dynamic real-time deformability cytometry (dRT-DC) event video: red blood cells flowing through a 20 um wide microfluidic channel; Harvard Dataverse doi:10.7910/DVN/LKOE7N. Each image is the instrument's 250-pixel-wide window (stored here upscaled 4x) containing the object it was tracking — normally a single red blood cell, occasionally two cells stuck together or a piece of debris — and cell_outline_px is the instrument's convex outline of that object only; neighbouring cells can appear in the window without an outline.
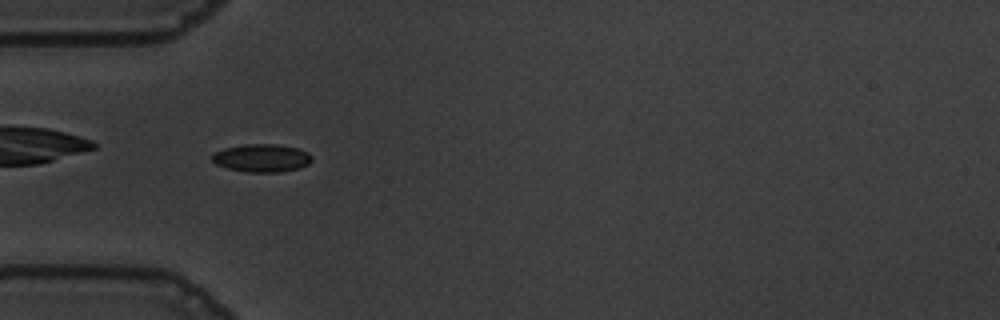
{"species": "common noctule bat (a hibernating species)", "species_latin": "Nyctalus noctula", "temperature_condition": "warm", "stored_images_in_passage": 41, "camera_frame_rate_fps": 3000, "um_per_image_px": 0.085, "animal": {"sex": "male", "body_mass_g": 19.5, "forearm_length_mm": 54.6}, "frame": {"image": 1, "passage_image": 3, "time_ms": 0.667, "image_size_px": [1000, 320], "cell_outline_px": [[312, 160], [308, 164], [300, 168], [280, 172], [248, 172], [228, 168], [216, 164], [212, 160], [212, 156], [216, 152], [224, 148], [244, 144], [276, 144], [296, 148], [308, 152], [312, 156]], "centroid_in_image_um": [22.27, 13.43], "position_along_channel_um": 62.7, "area_um2": 16.18}}
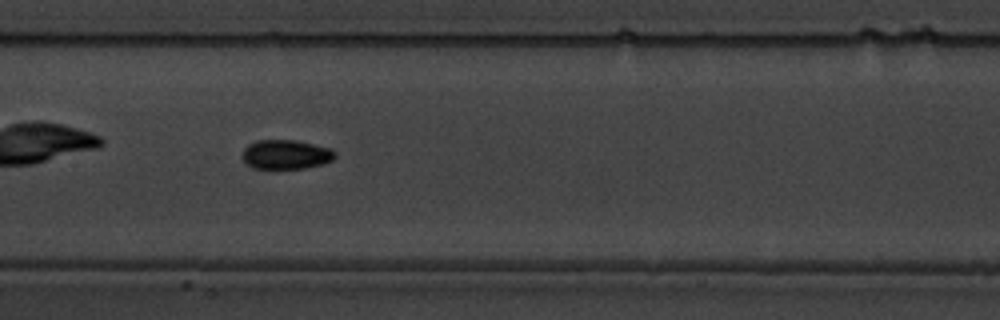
{"frame": {"image": 2, "passage_image": 13, "time_ms": 4.0, "image_size_px": [1000, 320], "cell_outline_px": [[336, 156], [332, 160], [324, 164], [304, 168], [252, 168], [240, 156], [244, 148], [248, 144], [256, 140], [296, 140], [332, 148], [336, 152]], "centroid_in_image_um": [24.31, 13.12], "position_along_channel_um": 183.1, "area_um2": 16.01}}
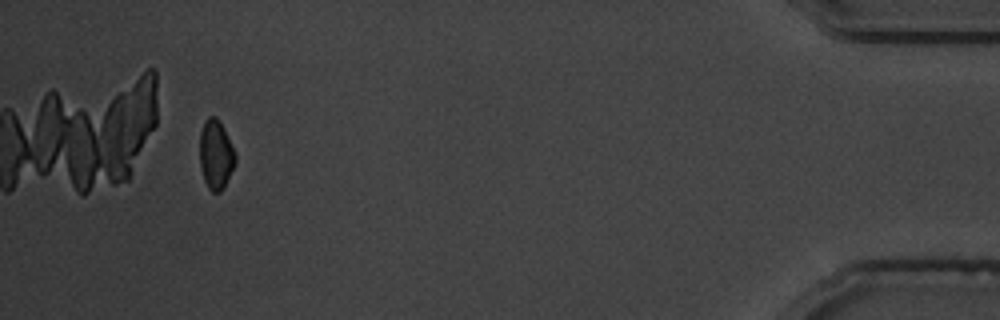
{"frame": {"image": 3, "passage_image": 38, "time_ms": 12.333, "image_size_px": [1000, 320], "cell_outline_px": [[236, 164], [220, 192], [212, 192], [208, 188], [204, 180], [200, 168], [200, 132], [204, 120], [208, 116], [216, 116], [220, 120], [224, 128], [236, 156]], "centroid_in_image_um": [18.33, 13.11], "position_along_channel_um": 416.9, "area_um2": 14.45}, "authors_computed_cell_mechanics": {"area_um2": 14.9702, "velocity_mm_per_s": 3.6371, "shape_relaxation_time_tau1_ms": 4.1096, "shape_relaxation_time_tau2_ms": 3.2231, "deformation_change_tau1": 0.1234, "deformation_change_tau2": 0.0489}}